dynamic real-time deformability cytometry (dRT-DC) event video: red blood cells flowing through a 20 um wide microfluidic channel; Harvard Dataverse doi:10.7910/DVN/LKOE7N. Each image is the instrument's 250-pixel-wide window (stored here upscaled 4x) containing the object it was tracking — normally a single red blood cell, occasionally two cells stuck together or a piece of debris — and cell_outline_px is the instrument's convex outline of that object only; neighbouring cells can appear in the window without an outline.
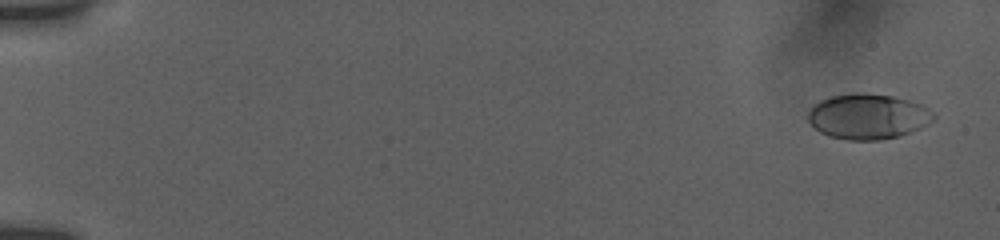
{"species": "human", "species_latin": "Homo sapiens", "temperature_condition": "room temperature", "stored_images_in_passage": 38, "camera_frame_rate_fps": 3000, "um_per_image_px": 0.085, "donor": {"sex": "female"}, "frame": {"image": 1, "passage_image": 2, "time_ms": 0.333, "image_size_px": [1000, 240], "cell_outline_px": [[936, 120], [920, 128], [900, 136], [880, 140], [848, 140], [828, 136], [820, 132], [808, 120], [808, 112], [820, 100], [828, 96], [852, 92], [860, 92], [892, 96], [908, 100], [920, 104], [928, 108], [936, 116]], "centroid_in_image_um": [73.79, 9.9], "position_along_channel_um": 11.2, "area_um2": 33.35}}
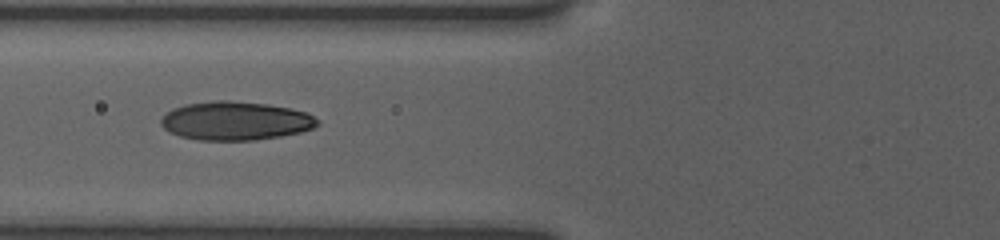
{"frame": {"image": 2, "passage_image": 17, "time_ms": 7.333, "image_size_px": [1000, 240], "cell_outline_px": [[320, 124], [312, 128], [300, 132], [280, 136], [252, 140], [200, 140], [180, 136], [164, 128], [160, 124], [160, 120], [172, 108], [184, 104], [212, 100], [228, 100], [268, 104], [308, 112], [320, 120]], "centroid_in_image_um": [20.03, 10.26], "position_along_channel_um": 105.8, "area_um2": 35.26}}
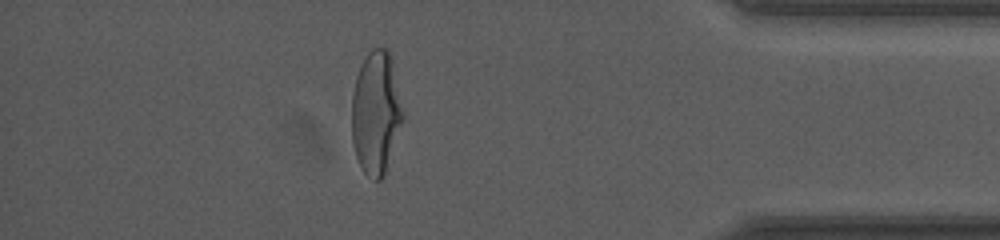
{"frame": {"image": 3, "passage_image": 33, "time_ms": 16.0, "image_size_px": [1000, 240], "cell_outline_px": [[404, 116], [384, 176], [380, 180], [372, 180], [364, 172], [356, 156], [352, 144], [352, 92], [356, 76], [360, 64], [368, 52], [372, 48], [388, 48], [392, 56]], "centroid_in_image_um": [31.95, 9.55], "position_along_channel_um": 403.2, "area_um2": 36.88}, "authors_computed_cell_mechanics": {"area_um2": 34.0442, "velocity_mm_per_s": 3.7826, "shape_relaxation_time_tau1_ms": 4.5809, "shape_relaxation_time_tau2_ms": null, "deformation_change_tau1": 0.1931, "deformation_change_tau2": null}}